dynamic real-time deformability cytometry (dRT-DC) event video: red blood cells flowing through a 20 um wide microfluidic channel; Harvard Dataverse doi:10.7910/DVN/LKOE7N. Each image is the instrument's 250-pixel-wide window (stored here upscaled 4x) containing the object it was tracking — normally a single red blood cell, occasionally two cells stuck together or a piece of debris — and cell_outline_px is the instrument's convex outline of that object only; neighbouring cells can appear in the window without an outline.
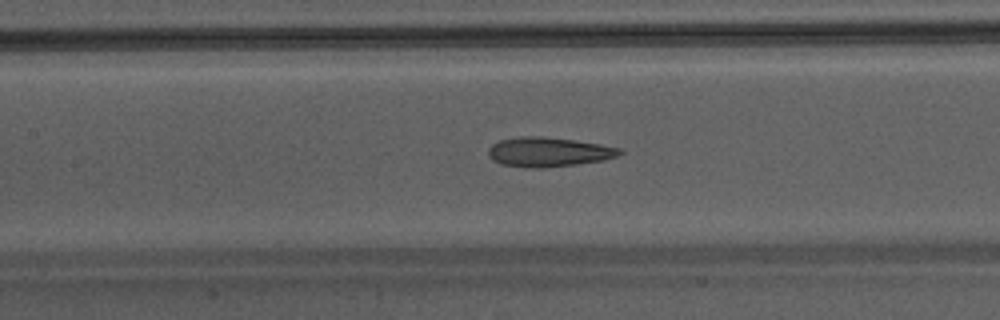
{"species": "Egyptian fruit bat (a non-hibernating species)", "species_latin": "Rousettus aegyptiacus", "temperature_condition": "warm", "stored_images_in_passage": 31, "camera_frame_rate_fps": 3000, "um_per_image_px": 0.085, "animal": {"sex": "male"}, "frame": {"image": 1, "passage_image": 7, "time_ms": 2.0, "image_size_px": [1000, 320], "cell_outline_px": [[624, 152], [616, 156], [604, 160], [576, 164], [544, 168], [528, 168], [500, 164], [492, 160], [488, 156], [488, 148], [492, 144], [500, 140], [520, 136], [540, 136], [572, 140], [600, 144], [620, 148]], "centroid_in_image_um": [46.58, 12.92], "position_along_channel_um": 160.8, "area_um2": 22.6}}
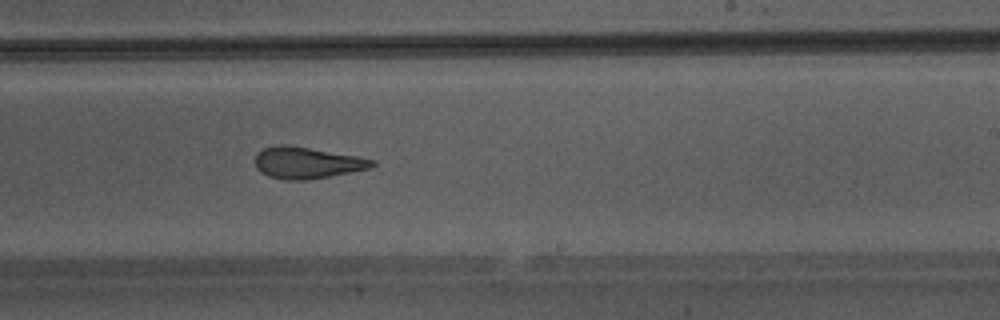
{"frame": {"image": 2, "passage_image": 14, "time_ms": 4.333, "image_size_px": [1000, 320], "cell_outline_px": [[376, 164], [368, 168], [328, 176], [304, 180], [284, 180], [268, 176], [260, 172], [256, 168], [256, 156], [264, 148], [308, 148], [356, 156], [376, 160]], "centroid_in_image_um": [26.12, 13.89], "position_along_channel_um": 262.9, "area_um2": 20.35}}
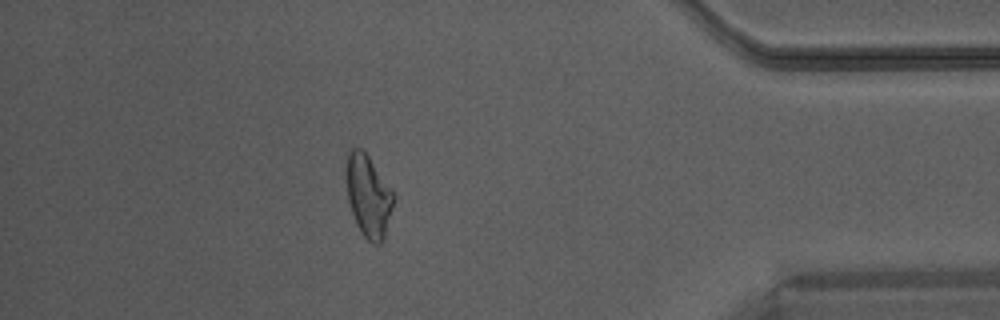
{"frame": {"image": 3, "passage_image": 26, "time_ms": 8.333, "image_size_px": [1000, 320], "cell_outline_px": [[396, 196], [384, 240], [380, 244], [372, 244], [360, 232], [356, 224], [348, 200], [348, 152], [352, 148], [364, 148], [392, 188]], "centroid_in_image_um": [31.37, 16.67], "position_along_channel_um": 403.8, "area_um2": 22.77}}